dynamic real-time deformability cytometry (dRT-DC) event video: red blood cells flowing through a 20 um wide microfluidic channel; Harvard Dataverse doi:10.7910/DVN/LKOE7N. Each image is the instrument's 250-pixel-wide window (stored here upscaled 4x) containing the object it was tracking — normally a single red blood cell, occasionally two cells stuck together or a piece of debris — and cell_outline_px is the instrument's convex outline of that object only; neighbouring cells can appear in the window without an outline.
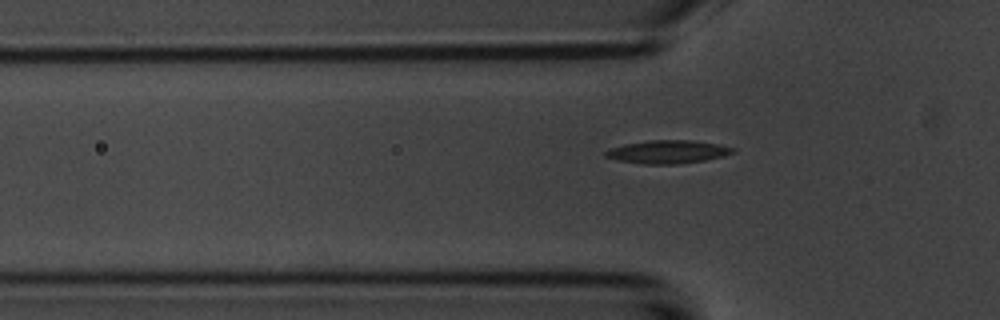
{"species": "common noctule bat (a hibernating species)", "species_latin": "Nyctalus noctula", "temperature_condition": "room temperature", "stored_images_in_passage": 4, "camera_frame_rate_fps": 3000, "um_per_image_px": 0.085, "animal": {"sex": "male", "body_mass_g": 20.1, "forearm_length_mm": 53.5}, "frame": {"image": 1, "passage_image": 4, "time_ms": 3.667, "image_size_px": [1000, 320], "cell_outline_px": [[736, 152], [724, 156], [704, 160], [676, 164], [644, 164], [620, 160], [604, 156], [604, 152], [612, 148], [624, 144], [648, 140], [692, 140], [716, 144], [736, 148]], "centroid_in_image_um": [56.79, 12.9], "position_along_channel_um": 69.0, "area_um2": 17.05}}